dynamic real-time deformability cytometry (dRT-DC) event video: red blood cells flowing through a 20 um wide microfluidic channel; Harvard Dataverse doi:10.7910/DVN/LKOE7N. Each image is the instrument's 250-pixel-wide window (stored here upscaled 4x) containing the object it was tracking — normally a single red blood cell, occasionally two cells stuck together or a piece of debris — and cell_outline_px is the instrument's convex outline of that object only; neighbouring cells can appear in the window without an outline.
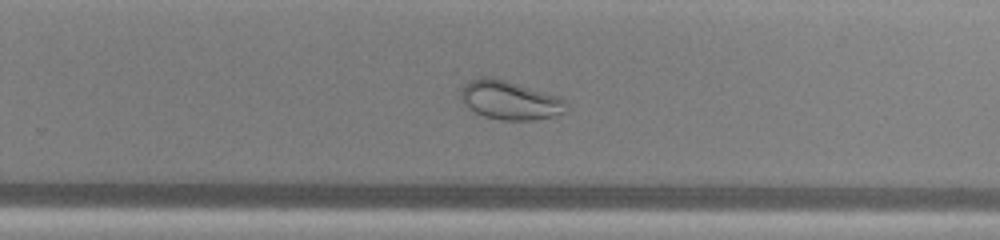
{"species": "common noctule bat (a hibernating species)", "species_latin": "Nyctalus noctula", "temperature_condition": "warm", "stored_images_in_passage": 42, "camera_frame_rate_fps": 3000, "um_per_image_px": 0.085, "animal": {"sex": "male", "body_mass_g": 13.0, "forearm_length_mm": 53.1}, "frame": {"image": 1, "passage_image": 24, "time_ms": 7.667, "image_size_px": [1000, 240], "cell_outline_px": [[568, 108], [564, 112], [556, 116], [532, 120], [500, 120], [484, 116], [468, 108], [460, 100], [460, 92], [464, 84], [476, 76], [492, 76], [508, 80], [560, 96], [568, 104]], "centroid_in_image_um": [43.33, 8.49], "position_along_channel_um": 286.5, "area_um2": 24.45}}
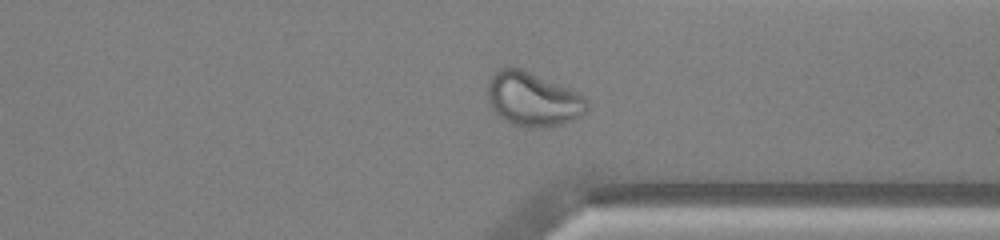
{"frame": {"image": 2, "passage_image": 30, "time_ms": 9.667, "image_size_px": [1000, 240], "cell_outline_px": [[588, 108], [580, 116], [572, 120], [560, 124], [544, 128], [512, 124], [504, 120], [488, 104], [488, 80], [500, 68], [524, 68], [576, 92], [584, 96], [588, 100]], "centroid_in_image_um": [45.29, 8.42], "position_along_channel_um": 366.1, "area_um2": 31.04}}